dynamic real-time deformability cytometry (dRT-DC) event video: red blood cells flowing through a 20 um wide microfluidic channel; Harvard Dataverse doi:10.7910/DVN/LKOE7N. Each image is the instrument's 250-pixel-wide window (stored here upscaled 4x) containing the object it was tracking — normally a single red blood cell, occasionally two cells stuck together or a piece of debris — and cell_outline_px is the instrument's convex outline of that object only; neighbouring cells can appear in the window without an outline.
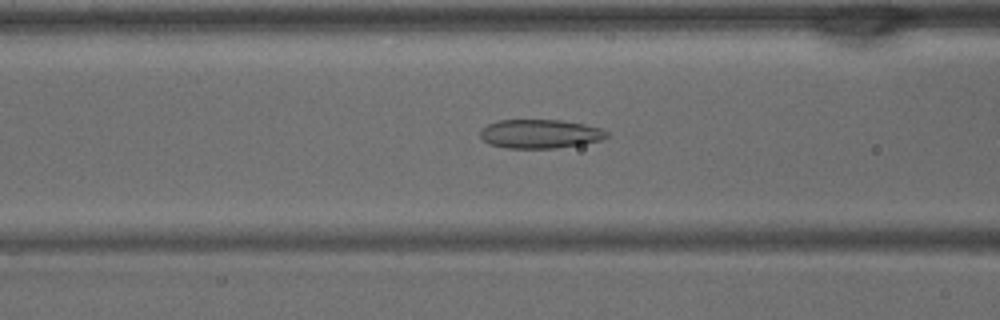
{"species": "common noctule bat (a hibernating species)", "species_latin": "Nyctalus noctula", "temperature_condition": "warm", "stored_images_in_passage": 8, "camera_frame_rate_fps": 3000, "um_per_image_px": 0.085, "animal": {"sex": "male", "body_mass_g": 15.6}, "frame": {"image": 1, "passage_image": 6, "time_ms": 1.667, "image_size_px": [1000, 320], "cell_outline_px": [[608, 136], [600, 140], [580, 144], [556, 148], [504, 148], [488, 144], [480, 136], [480, 128], [488, 124], [500, 120], [560, 120], [584, 124], [600, 128], [608, 132]], "centroid_in_image_um": [45.86, 11.38], "position_along_channel_um": 120.7, "area_um2": 21.27}}